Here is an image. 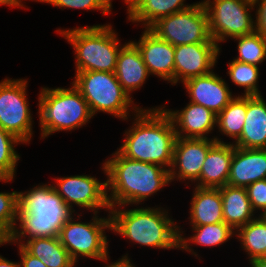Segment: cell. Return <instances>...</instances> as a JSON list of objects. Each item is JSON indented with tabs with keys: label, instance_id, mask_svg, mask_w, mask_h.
Masks as SVG:
<instances>
[{
	"label": "cell",
	"instance_id": "e0dca14e",
	"mask_svg": "<svg viewBox=\"0 0 266 267\" xmlns=\"http://www.w3.org/2000/svg\"><path fill=\"white\" fill-rule=\"evenodd\" d=\"M161 107L172 119L177 137L207 139V134L217 127V115L194 102L189 101L182 110Z\"/></svg>",
	"mask_w": 266,
	"mask_h": 267
},
{
	"label": "cell",
	"instance_id": "4fadbf2b",
	"mask_svg": "<svg viewBox=\"0 0 266 267\" xmlns=\"http://www.w3.org/2000/svg\"><path fill=\"white\" fill-rule=\"evenodd\" d=\"M216 143H226L219 137L196 139L177 137L173 149V161L169 169L170 182L190 180L195 183L199 180L200 172L208 151Z\"/></svg>",
	"mask_w": 266,
	"mask_h": 267
},
{
	"label": "cell",
	"instance_id": "d6986e66",
	"mask_svg": "<svg viewBox=\"0 0 266 267\" xmlns=\"http://www.w3.org/2000/svg\"><path fill=\"white\" fill-rule=\"evenodd\" d=\"M232 144L243 149H266V102L262 95L247 96L243 130Z\"/></svg>",
	"mask_w": 266,
	"mask_h": 267
},
{
	"label": "cell",
	"instance_id": "7bdbcfd3",
	"mask_svg": "<svg viewBox=\"0 0 266 267\" xmlns=\"http://www.w3.org/2000/svg\"><path fill=\"white\" fill-rule=\"evenodd\" d=\"M4 244H6L5 242H0V246H2V245H4Z\"/></svg>",
	"mask_w": 266,
	"mask_h": 267
},
{
	"label": "cell",
	"instance_id": "cb8c5ba5",
	"mask_svg": "<svg viewBox=\"0 0 266 267\" xmlns=\"http://www.w3.org/2000/svg\"><path fill=\"white\" fill-rule=\"evenodd\" d=\"M223 203V220L234 231L256 219L245 188L225 185L219 188Z\"/></svg>",
	"mask_w": 266,
	"mask_h": 267
},
{
	"label": "cell",
	"instance_id": "5b68a950",
	"mask_svg": "<svg viewBox=\"0 0 266 267\" xmlns=\"http://www.w3.org/2000/svg\"><path fill=\"white\" fill-rule=\"evenodd\" d=\"M74 49L75 72H115L121 44L111 24L57 29Z\"/></svg>",
	"mask_w": 266,
	"mask_h": 267
},
{
	"label": "cell",
	"instance_id": "8fae6325",
	"mask_svg": "<svg viewBox=\"0 0 266 267\" xmlns=\"http://www.w3.org/2000/svg\"><path fill=\"white\" fill-rule=\"evenodd\" d=\"M27 79L5 78L0 82V127L23 144L33 137V118L27 98Z\"/></svg>",
	"mask_w": 266,
	"mask_h": 267
},
{
	"label": "cell",
	"instance_id": "7402d4cb",
	"mask_svg": "<svg viewBox=\"0 0 266 267\" xmlns=\"http://www.w3.org/2000/svg\"><path fill=\"white\" fill-rule=\"evenodd\" d=\"M127 4V14L130 22L139 23L149 28L160 18L183 11L193 4L185 0H124Z\"/></svg>",
	"mask_w": 266,
	"mask_h": 267
},
{
	"label": "cell",
	"instance_id": "836d02e7",
	"mask_svg": "<svg viewBox=\"0 0 266 267\" xmlns=\"http://www.w3.org/2000/svg\"><path fill=\"white\" fill-rule=\"evenodd\" d=\"M245 189L253 210H260L262 216L266 212V179L253 182Z\"/></svg>",
	"mask_w": 266,
	"mask_h": 267
},
{
	"label": "cell",
	"instance_id": "60d3db41",
	"mask_svg": "<svg viewBox=\"0 0 266 267\" xmlns=\"http://www.w3.org/2000/svg\"><path fill=\"white\" fill-rule=\"evenodd\" d=\"M0 5H6L9 6L10 8L15 7L9 0H0Z\"/></svg>",
	"mask_w": 266,
	"mask_h": 267
},
{
	"label": "cell",
	"instance_id": "4316f807",
	"mask_svg": "<svg viewBox=\"0 0 266 267\" xmlns=\"http://www.w3.org/2000/svg\"><path fill=\"white\" fill-rule=\"evenodd\" d=\"M241 248L248 254L249 262L257 258H265L266 220L261 216L241 226L235 231Z\"/></svg>",
	"mask_w": 266,
	"mask_h": 267
},
{
	"label": "cell",
	"instance_id": "d590c367",
	"mask_svg": "<svg viewBox=\"0 0 266 267\" xmlns=\"http://www.w3.org/2000/svg\"><path fill=\"white\" fill-rule=\"evenodd\" d=\"M21 267H47L40 259L30 254L22 245H18Z\"/></svg>",
	"mask_w": 266,
	"mask_h": 267
},
{
	"label": "cell",
	"instance_id": "e575fe53",
	"mask_svg": "<svg viewBox=\"0 0 266 267\" xmlns=\"http://www.w3.org/2000/svg\"><path fill=\"white\" fill-rule=\"evenodd\" d=\"M253 5L256 8L255 32L266 38V0H256Z\"/></svg>",
	"mask_w": 266,
	"mask_h": 267
},
{
	"label": "cell",
	"instance_id": "6da1fadb",
	"mask_svg": "<svg viewBox=\"0 0 266 267\" xmlns=\"http://www.w3.org/2000/svg\"><path fill=\"white\" fill-rule=\"evenodd\" d=\"M101 169L107 176L110 208H124L133 204L138 206L171 183L168 169L157 164L126 158L118 150L112 153L110 159L105 160Z\"/></svg>",
	"mask_w": 266,
	"mask_h": 267
},
{
	"label": "cell",
	"instance_id": "f1b7e54d",
	"mask_svg": "<svg viewBox=\"0 0 266 267\" xmlns=\"http://www.w3.org/2000/svg\"><path fill=\"white\" fill-rule=\"evenodd\" d=\"M21 143L23 142L17 137L0 127V182L13 181L17 163L20 160L15 146Z\"/></svg>",
	"mask_w": 266,
	"mask_h": 267
},
{
	"label": "cell",
	"instance_id": "8992f818",
	"mask_svg": "<svg viewBox=\"0 0 266 267\" xmlns=\"http://www.w3.org/2000/svg\"><path fill=\"white\" fill-rule=\"evenodd\" d=\"M71 84L69 88H41L37 99L42 139L55 132L81 128L93 118L87 101Z\"/></svg>",
	"mask_w": 266,
	"mask_h": 267
},
{
	"label": "cell",
	"instance_id": "277c9868",
	"mask_svg": "<svg viewBox=\"0 0 266 267\" xmlns=\"http://www.w3.org/2000/svg\"><path fill=\"white\" fill-rule=\"evenodd\" d=\"M118 208V209H117ZM162 207L110 208L111 230L140 246L179 250V226Z\"/></svg>",
	"mask_w": 266,
	"mask_h": 267
},
{
	"label": "cell",
	"instance_id": "f35d334b",
	"mask_svg": "<svg viewBox=\"0 0 266 267\" xmlns=\"http://www.w3.org/2000/svg\"><path fill=\"white\" fill-rule=\"evenodd\" d=\"M251 267H266V258H257L250 262Z\"/></svg>",
	"mask_w": 266,
	"mask_h": 267
},
{
	"label": "cell",
	"instance_id": "83f0119b",
	"mask_svg": "<svg viewBox=\"0 0 266 267\" xmlns=\"http://www.w3.org/2000/svg\"><path fill=\"white\" fill-rule=\"evenodd\" d=\"M247 111V96H235L228 105L217 115L219 132L236 142L242 133Z\"/></svg>",
	"mask_w": 266,
	"mask_h": 267
},
{
	"label": "cell",
	"instance_id": "d4e9b609",
	"mask_svg": "<svg viewBox=\"0 0 266 267\" xmlns=\"http://www.w3.org/2000/svg\"><path fill=\"white\" fill-rule=\"evenodd\" d=\"M181 229L179 226V249L188 251L196 257L198 254L191 249V243L207 247L220 246L235 235V231L224 222L192 226V232L195 233L189 238L184 237Z\"/></svg>",
	"mask_w": 266,
	"mask_h": 267
},
{
	"label": "cell",
	"instance_id": "ab89813d",
	"mask_svg": "<svg viewBox=\"0 0 266 267\" xmlns=\"http://www.w3.org/2000/svg\"><path fill=\"white\" fill-rule=\"evenodd\" d=\"M14 6H15V8H25V9H27L26 8V6L25 5H23V0H9ZM30 1V0H29ZM31 1H38V2H40V0H31Z\"/></svg>",
	"mask_w": 266,
	"mask_h": 267
},
{
	"label": "cell",
	"instance_id": "7a4b0ae2",
	"mask_svg": "<svg viewBox=\"0 0 266 267\" xmlns=\"http://www.w3.org/2000/svg\"><path fill=\"white\" fill-rule=\"evenodd\" d=\"M77 212L64 202L53 185H36L18 192V215L13 232L4 241L22 245L26 238L58 237L64 224ZM19 227V228H18Z\"/></svg>",
	"mask_w": 266,
	"mask_h": 267
},
{
	"label": "cell",
	"instance_id": "9a60e30c",
	"mask_svg": "<svg viewBox=\"0 0 266 267\" xmlns=\"http://www.w3.org/2000/svg\"><path fill=\"white\" fill-rule=\"evenodd\" d=\"M137 41H131L140 51L149 74L174 84V46L158 38L148 28Z\"/></svg>",
	"mask_w": 266,
	"mask_h": 267
},
{
	"label": "cell",
	"instance_id": "44dd1931",
	"mask_svg": "<svg viewBox=\"0 0 266 267\" xmlns=\"http://www.w3.org/2000/svg\"><path fill=\"white\" fill-rule=\"evenodd\" d=\"M234 145L216 143L209 151L202 166L197 187L221 188L227 185L230 174Z\"/></svg>",
	"mask_w": 266,
	"mask_h": 267
},
{
	"label": "cell",
	"instance_id": "ba28073f",
	"mask_svg": "<svg viewBox=\"0 0 266 267\" xmlns=\"http://www.w3.org/2000/svg\"><path fill=\"white\" fill-rule=\"evenodd\" d=\"M97 215L94 213L90 222H77L73 215L60 230V242L76 263L80 256L107 263L109 261V240L105 230L111 231L110 213L107 218Z\"/></svg>",
	"mask_w": 266,
	"mask_h": 267
},
{
	"label": "cell",
	"instance_id": "603a6c76",
	"mask_svg": "<svg viewBox=\"0 0 266 267\" xmlns=\"http://www.w3.org/2000/svg\"><path fill=\"white\" fill-rule=\"evenodd\" d=\"M190 202L189 221L191 226H202L224 222L223 203L219 188L195 186Z\"/></svg>",
	"mask_w": 266,
	"mask_h": 267
},
{
	"label": "cell",
	"instance_id": "2e32d148",
	"mask_svg": "<svg viewBox=\"0 0 266 267\" xmlns=\"http://www.w3.org/2000/svg\"><path fill=\"white\" fill-rule=\"evenodd\" d=\"M183 85L190 102L204 106L216 115L235 97L225 80L213 71L186 80Z\"/></svg>",
	"mask_w": 266,
	"mask_h": 267
},
{
	"label": "cell",
	"instance_id": "52a82bcc",
	"mask_svg": "<svg viewBox=\"0 0 266 267\" xmlns=\"http://www.w3.org/2000/svg\"><path fill=\"white\" fill-rule=\"evenodd\" d=\"M72 83L87 101L93 116L104 112L128 121L131 110L137 113L141 109L123 90L114 72H76Z\"/></svg>",
	"mask_w": 266,
	"mask_h": 267
},
{
	"label": "cell",
	"instance_id": "74e56055",
	"mask_svg": "<svg viewBox=\"0 0 266 267\" xmlns=\"http://www.w3.org/2000/svg\"><path fill=\"white\" fill-rule=\"evenodd\" d=\"M0 267H21L20 262H13L0 255Z\"/></svg>",
	"mask_w": 266,
	"mask_h": 267
},
{
	"label": "cell",
	"instance_id": "8d00e7d4",
	"mask_svg": "<svg viewBox=\"0 0 266 267\" xmlns=\"http://www.w3.org/2000/svg\"><path fill=\"white\" fill-rule=\"evenodd\" d=\"M105 267H136L135 264L131 263L128 254L126 253L122 258L118 259L116 262H112L109 265L106 264Z\"/></svg>",
	"mask_w": 266,
	"mask_h": 267
},
{
	"label": "cell",
	"instance_id": "d6a6232c",
	"mask_svg": "<svg viewBox=\"0 0 266 267\" xmlns=\"http://www.w3.org/2000/svg\"><path fill=\"white\" fill-rule=\"evenodd\" d=\"M40 3L51 4L59 8L100 10L102 15L110 14L112 0H40Z\"/></svg>",
	"mask_w": 266,
	"mask_h": 267
},
{
	"label": "cell",
	"instance_id": "f546056e",
	"mask_svg": "<svg viewBox=\"0 0 266 267\" xmlns=\"http://www.w3.org/2000/svg\"><path fill=\"white\" fill-rule=\"evenodd\" d=\"M227 75L235 85L245 88L242 95H261L257 84L260 76L258 66L233 59L228 63Z\"/></svg>",
	"mask_w": 266,
	"mask_h": 267
},
{
	"label": "cell",
	"instance_id": "9c48e42d",
	"mask_svg": "<svg viewBox=\"0 0 266 267\" xmlns=\"http://www.w3.org/2000/svg\"><path fill=\"white\" fill-rule=\"evenodd\" d=\"M211 38L219 43L255 32L254 11L250 0H203Z\"/></svg>",
	"mask_w": 266,
	"mask_h": 267
},
{
	"label": "cell",
	"instance_id": "7c38bea8",
	"mask_svg": "<svg viewBox=\"0 0 266 267\" xmlns=\"http://www.w3.org/2000/svg\"><path fill=\"white\" fill-rule=\"evenodd\" d=\"M52 184L59 196L75 212L73 205L85 208L94 213L104 209L109 213L110 205L107 196V182H101L90 175L55 177Z\"/></svg>",
	"mask_w": 266,
	"mask_h": 267
},
{
	"label": "cell",
	"instance_id": "ac0fdd59",
	"mask_svg": "<svg viewBox=\"0 0 266 267\" xmlns=\"http://www.w3.org/2000/svg\"><path fill=\"white\" fill-rule=\"evenodd\" d=\"M266 179V149H243L234 146L227 185L246 188Z\"/></svg>",
	"mask_w": 266,
	"mask_h": 267
},
{
	"label": "cell",
	"instance_id": "1f68e13d",
	"mask_svg": "<svg viewBox=\"0 0 266 267\" xmlns=\"http://www.w3.org/2000/svg\"><path fill=\"white\" fill-rule=\"evenodd\" d=\"M18 215V191L0 192V242L13 232Z\"/></svg>",
	"mask_w": 266,
	"mask_h": 267
},
{
	"label": "cell",
	"instance_id": "ffe728a7",
	"mask_svg": "<svg viewBox=\"0 0 266 267\" xmlns=\"http://www.w3.org/2000/svg\"><path fill=\"white\" fill-rule=\"evenodd\" d=\"M114 73L130 98L132 91L140 89L150 76L140 51L131 40L120 49Z\"/></svg>",
	"mask_w": 266,
	"mask_h": 267
},
{
	"label": "cell",
	"instance_id": "4dcf8cb0",
	"mask_svg": "<svg viewBox=\"0 0 266 267\" xmlns=\"http://www.w3.org/2000/svg\"><path fill=\"white\" fill-rule=\"evenodd\" d=\"M232 39L238 41V55L234 60L258 66L266 59V38L257 32Z\"/></svg>",
	"mask_w": 266,
	"mask_h": 267
},
{
	"label": "cell",
	"instance_id": "484cf974",
	"mask_svg": "<svg viewBox=\"0 0 266 267\" xmlns=\"http://www.w3.org/2000/svg\"><path fill=\"white\" fill-rule=\"evenodd\" d=\"M22 246L47 267H71L75 263L59 237L31 238Z\"/></svg>",
	"mask_w": 266,
	"mask_h": 267
},
{
	"label": "cell",
	"instance_id": "5bb4252c",
	"mask_svg": "<svg viewBox=\"0 0 266 267\" xmlns=\"http://www.w3.org/2000/svg\"><path fill=\"white\" fill-rule=\"evenodd\" d=\"M220 48L213 39L207 43L174 46V85L213 71Z\"/></svg>",
	"mask_w": 266,
	"mask_h": 267
},
{
	"label": "cell",
	"instance_id": "30bf717a",
	"mask_svg": "<svg viewBox=\"0 0 266 267\" xmlns=\"http://www.w3.org/2000/svg\"><path fill=\"white\" fill-rule=\"evenodd\" d=\"M148 29L173 46L207 43L212 39L207 12L202 2L160 18Z\"/></svg>",
	"mask_w": 266,
	"mask_h": 267
},
{
	"label": "cell",
	"instance_id": "3957f363",
	"mask_svg": "<svg viewBox=\"0 0 266 267\" xmlns=\"http://www.w3.org/2000/svg\"><path fill=\"white\" fill-rule=\"evenodd\" d=\"M133 116L134 122L125 131L124 142L117 150L126 158L169 170L177 138L172 119L160 106L141 108Z\"/></svg>",
	"mask_w": 266,
	"mask_h": 267
},
{
	"label": "cell",
	"instance_id": "b9f144b4",
	"mask_svg": "<svg viewBox=\"0 0 266 267\" xmlns=\"http://www.w3.org/2000/svg\"><path fill=\"white\" fill-rule=\"evenodd\" d=\"M261 217L266 220V212Z\"/></svg>",
	"mask_w": 266,
	"mask_h": 267
}]
</instances>
